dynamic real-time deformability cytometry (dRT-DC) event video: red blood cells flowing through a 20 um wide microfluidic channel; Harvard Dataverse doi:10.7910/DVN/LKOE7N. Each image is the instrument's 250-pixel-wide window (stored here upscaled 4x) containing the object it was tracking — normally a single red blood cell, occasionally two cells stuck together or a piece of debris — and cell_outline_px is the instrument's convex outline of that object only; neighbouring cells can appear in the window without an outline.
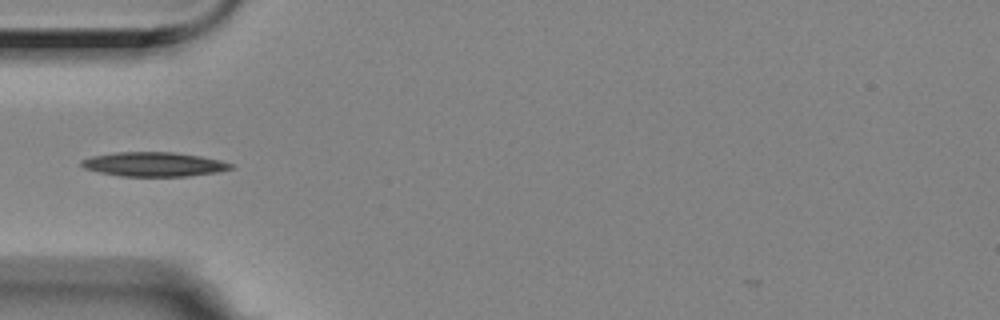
{"species": "Egyptian fruit bat (a non-hibernating species)", "species_latin": "Rousettus aegyptiacus", "temperature_condition": "room temperature", "stored_images_in_passage": 39, "camera_frame_rate_fps": 3000, "um_per_image_px": 0.085, "animal": {"sex": "female"}, "frame": {"image": 1, "passage_image": 1, "time_ms": 0.0, "image_size_px": [1000, 320], "cell_outline_px": [[232, 168], [216, 172], [188, 176], [120, 176], [100, 172], [84, 168], [80, 164], [80, 160], [92, 156], [116, 152], [172, 152], [200, 156], [220, 160], [232, 164]], "centroid_in_image_um": [13.04, 13.96], "position_along_channel_um": 72.0, "area_um2": 20.98}}
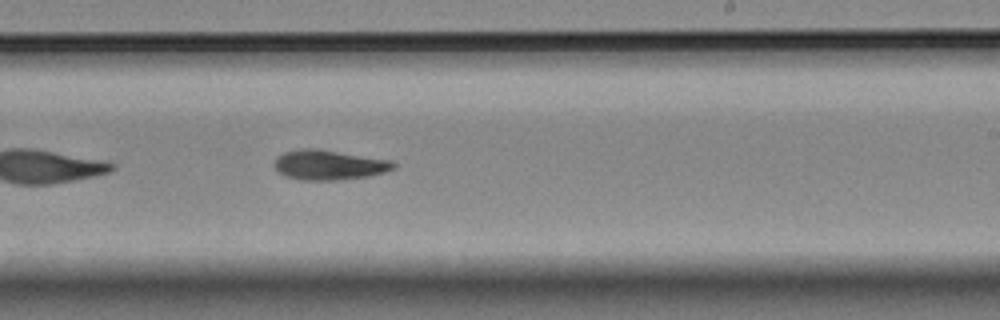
{"frame": {"image": 2, "passage_image": 17, "time_ms": 5.333, "image_size_px": [1000, 320], "cell_outline_px": [[396, 168], [384, 172], [368, 176], [336, 180], [304, 180], [288, 176], [280, 172], [276, 168], [276, 156], [284, 152], [300, 148], [320, 148], [392, 160], [396, 164]], "centroid_in_image_um": [28.01, 13.99], "position_along_channel_um": 261.0, "area_um2": 20.75}}
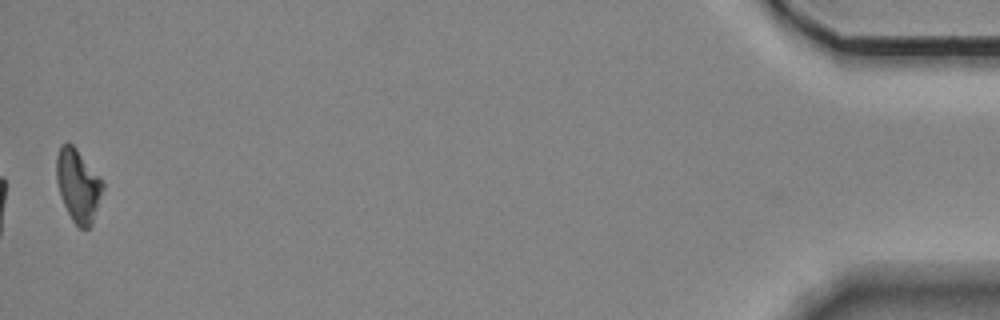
{"frame": {"image": 3, "passage_image": 39, "time_ms": 12.667, "image_size_px": [1000, 320], "cell_outline_px": [[104, 188], [92, 224], [88, 228], [80, 228], [72, 220], [64, 204], [56, 180], [56, 156], [60, 144], [68, 140], [76, 148], [100, 176], [104, 184]], "centroid_in_image_um": [6.63, 15.72], "position_along_channel_um": 428.6, "area_um2": 19.71}}